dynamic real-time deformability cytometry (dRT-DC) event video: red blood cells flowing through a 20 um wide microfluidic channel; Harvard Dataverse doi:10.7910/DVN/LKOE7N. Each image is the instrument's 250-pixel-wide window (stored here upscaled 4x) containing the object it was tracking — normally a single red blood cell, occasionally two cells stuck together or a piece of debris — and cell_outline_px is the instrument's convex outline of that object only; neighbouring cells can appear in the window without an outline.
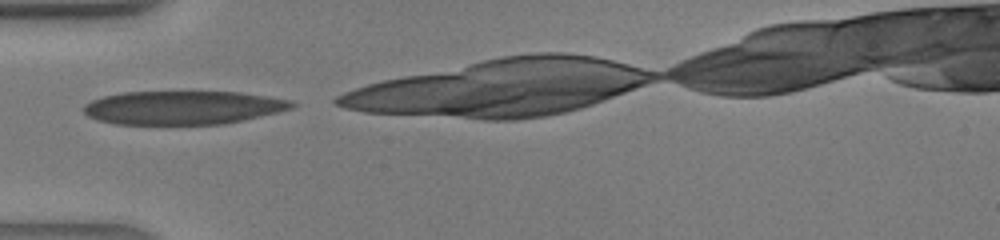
{"species": "human", "species_latin": "Homo sapiens", "temperature_condition": "warm", "stored_images_in_passage": 6, "camera_frame_rate_fps": 3000, "um_per_image_px": 0.085, "donor": {"sex": "male"}, "frame": {"image": 1, "passage_image": 1, "time_ms": 0.0, "image_size_px": [1000, 240], "cell_outline_px": [[296, 104], [292, 108], [244, 120], [224, 124], [116, 124], [100, 120], [88, 116], [84, 112], [84, 104], [92, 100], [104, 96], [124, 92], [240, 92], [292, 100]], "centroid_in_image_um": [15.56, 9.14], "position_along_channel_um": 69.4, "area_um2": 40.52}}
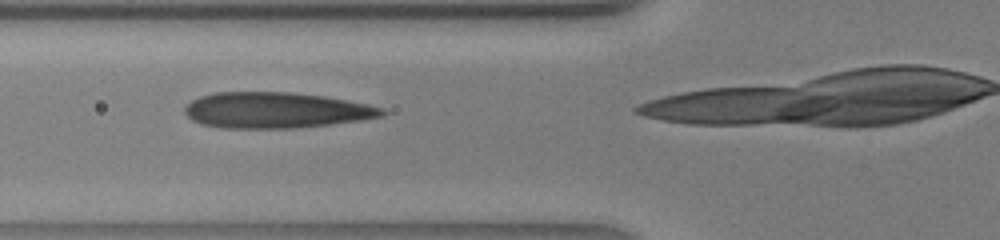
{"frame": {"image": 2, "passage_image": 3, "time_ms": 0.667, "image_size_px": [1000, 240], "cell_outline_px": [[388, 112], [384, 116], [360, 120], [328, 124], [292, 128], [220, 128], [200, 124], [192, 120], [184, 112], [184, 108], [192, 100], [200, 96], [216, 92], [292, 92], [324, 96], [368, 104], [384, 108]], "centroid_in_image_um": [23.44, 9.37], "position_along_channel_um": 102.4, "area_um2": 41.27}}